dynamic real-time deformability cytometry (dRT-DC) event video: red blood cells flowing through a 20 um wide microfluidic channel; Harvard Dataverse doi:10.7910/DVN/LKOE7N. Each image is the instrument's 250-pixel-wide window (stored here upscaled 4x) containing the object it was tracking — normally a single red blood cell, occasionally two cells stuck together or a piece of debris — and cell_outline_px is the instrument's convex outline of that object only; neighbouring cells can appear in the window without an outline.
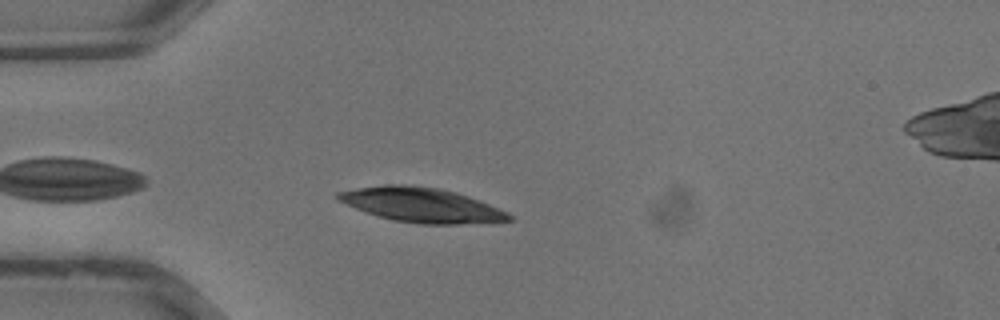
{"species": "common noctule bat (a hibernating species)", "species_latin": "Nyctalus noctula", "temperature_condition": "warm", "stored_images_in_passage": 28, "camera_frame_rate_fps": 3000, "um_per_image_px": 0.085, "animal": {"sex": "male", "body_mass_g": 13.3}, "frame": {"image": 1, "passage_image": 2, "time_ms": 0.333, "image_size_px": [1000, 320], "cell_outline_px": [[516, 220], [456, 224], [420, 224], [392, 220], [356, 208], [340, 200], [336, 196], [336, 192], [384, 184], [408, 184], [436, 188], [456, 192], [480, 200], [508, 212]], "centroid_in_image_um": [35.88, 17.42], "position_along_channel_um": 49.1, "area_um2": 34.04}}
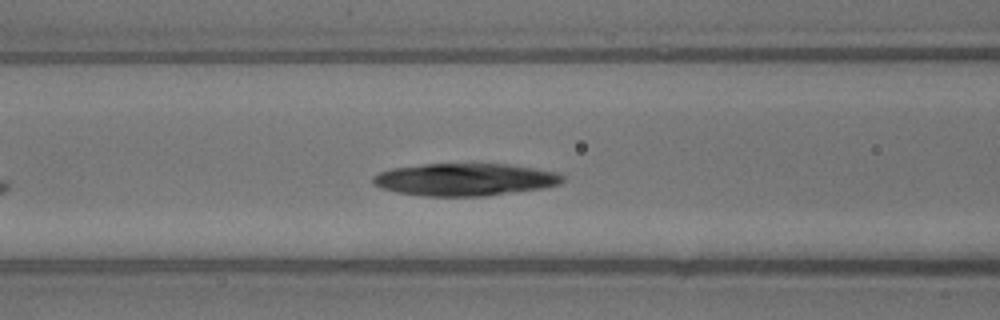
{"frame": {"image": 2, "passage_image": 7, "time_ms": 2.0, "image_size_px": [1000, 320], "cell_outline_px": [[564, 180], [560, 184], [544, 188], [484, 196], [424, 196], [396, 192], [380, 188], [372, 184], [372, 176], [380, 172], [392, 168], [424, 164], [508, 164], [556, 172], [564, 176]], "centroid_in_image_um": [39.48, 15.26], "position_along_channel_um": 127.1, "area_um2": 35.89}}
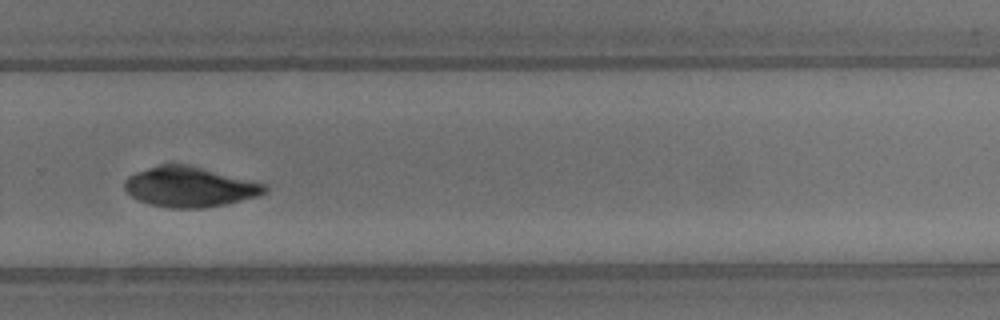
{"frame": {"image": 3, "passage_image": 17, "time_ms": 5.333, "image_size_px": [1000, 320], "cell_outline_px": [[268, 192], [260, 196], [224, 204], [204, 208], [172, 208], [148, 204], [132, 196], [124, 188], [124, 180], [128, 176], [136, 172], [160, 164], [188, 164], [264, 184], [268, 188]], "centroid_in_image_um": [16.11, 15.89], "position_along_channel_um": 313.7, "area_um2": 32.6}}